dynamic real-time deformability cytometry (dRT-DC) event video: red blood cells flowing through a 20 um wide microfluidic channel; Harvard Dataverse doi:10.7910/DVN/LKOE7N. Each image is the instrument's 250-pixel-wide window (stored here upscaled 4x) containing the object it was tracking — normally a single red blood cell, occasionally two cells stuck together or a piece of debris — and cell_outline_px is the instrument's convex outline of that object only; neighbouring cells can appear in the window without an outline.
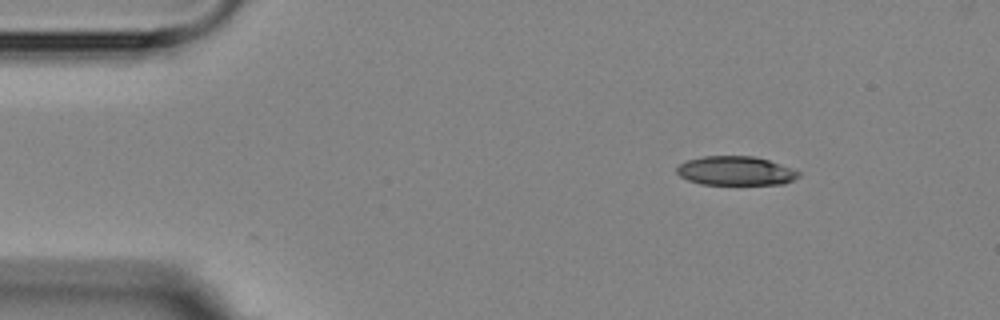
{"species": "Egyptian fruit bat (a non-hibernating species)", "species_latin": "Rousettus aegyptiacus", "temperature_condition": "room temperature", "stored_images_in_passage": 2, "camera_frame_rate_fps": 3000, "um_per_image_px": 0.085, "animal": {"sex": "female"}, "frame": {"image": 1, "passage_image": 1, "time_ms": 0.0, "image_size_px": [1000, 320], "cell_outline_px": [[800, 176], [784, 184], [700, 184], [688, 180], [680, 176], [676, 172], [676, 168], [680, 164], [688, 160], [704, 156], [752, 156], [768, 160], [792, 168], [800, 172]], "centroid_in_image_um": [62.53, 14.52], "position_along_channel_um": 22.5, "area_um2": 20.52}}